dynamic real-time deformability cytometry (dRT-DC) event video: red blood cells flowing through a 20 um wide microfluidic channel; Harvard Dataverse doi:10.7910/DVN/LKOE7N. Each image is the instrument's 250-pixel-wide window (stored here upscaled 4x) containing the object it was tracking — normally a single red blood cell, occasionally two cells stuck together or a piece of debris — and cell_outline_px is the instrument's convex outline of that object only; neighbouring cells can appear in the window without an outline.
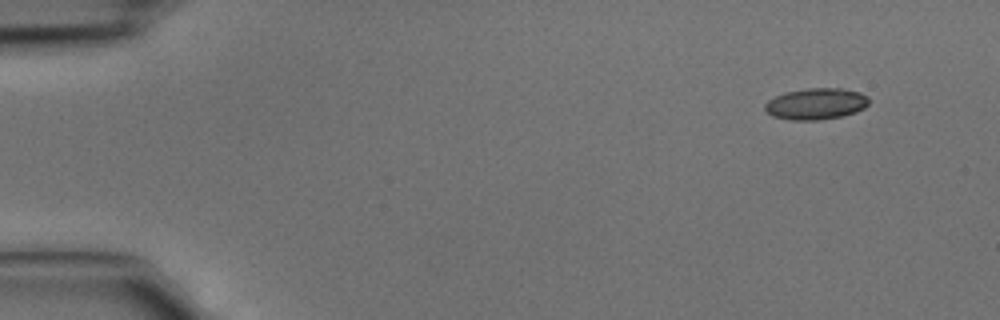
{"species": "common noctule bat (a hibernating species)", "species_latin": "Nyctalus noctula", "temperature_condition": "cold", "stored_images_in_passage": 6, "camera_frame_rate_fps": 3000, "um_per_image_px": 0.085, "animal": {"sex": "male", "body_mass_g": 15.6}, "frame": {"image": 1, "passage_image": 1, "time_ms": 0.0, "image_size_px": [1000, 320], "cell_outline_px": [[868, 104], [864, 108], [856, 112], [840, 116], [820, 120], [792, 120], [772, 116], [764, 108], [764, 104], [768, 100], [784, 92], [808, 88], [840, 88], [860, 92], [868, 96]], "centroid_in_image_um": [69.35, 8.82], "position_along_channel_um": 15.6, "area_um2": 19.02}}
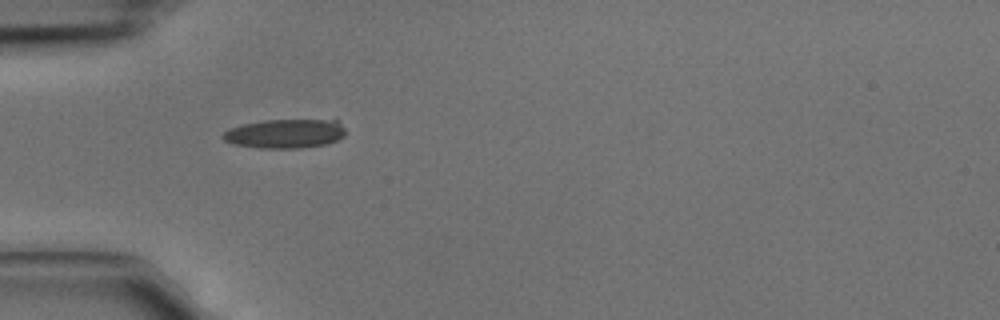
{"frame": {"image": 2, "passage_image": 4, "time_ms": 1.0, "image_size_px": [1000, 320], "cell_outline_px": [[344, 136], [328, 144], [296, 148], [260, 148], [236, 144], [224, 140], [220, 136], [228, 128], [244, 124], [264, 120], [336, 116], [344, 128]], "centroid_in_image_um": [24.35, 11.29], "position_along_channel_um": 60.7, "area_um2": 21.79}}